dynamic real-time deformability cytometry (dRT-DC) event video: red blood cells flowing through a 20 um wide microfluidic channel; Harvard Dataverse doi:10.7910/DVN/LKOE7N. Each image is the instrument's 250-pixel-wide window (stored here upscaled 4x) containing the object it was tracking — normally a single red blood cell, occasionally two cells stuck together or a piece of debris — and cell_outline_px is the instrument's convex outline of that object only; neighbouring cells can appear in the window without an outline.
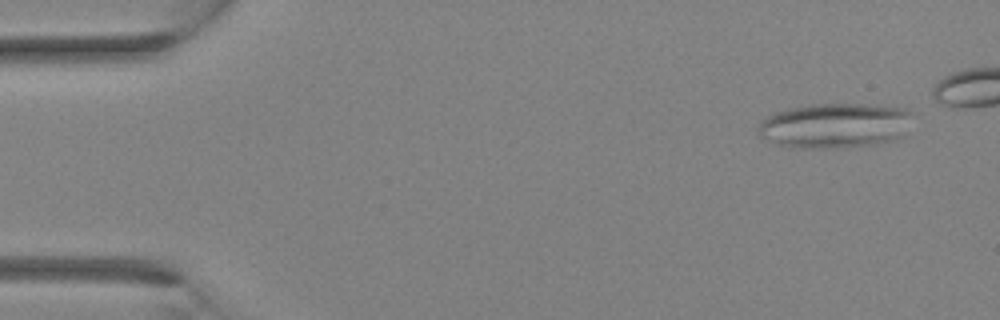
{"species": "Egyptian fruit bat (a non-hibernating species)", "species_latin": "Rousettus aegyptiacus", "temperature_condition": "room temperature", "stored_images_in_passage": 4, "segment_of_instrument_passage": [2, 2], "camera_frame_rate_fps": 3000, "um_per_image_px": 0.085, "animal": {"sex": "female"}, "frame": {"image": 1, "passage_image": 4, "time_ms": 1.0, "image_size_px": [1000, 320], "cell_outline_px": [[912, 112], [900, 136], [896, 140], [876, 144], [840, 148], [788, 148], [764, 140], [760, 136], [756, 128], [768, 116], [776, 112], [808, 104], [860, 104], [904, 108]], "centroid_in_image_um": [70.89, 10.69], "position_along_channel_um": 14.1, "area_um2": 40.34}}